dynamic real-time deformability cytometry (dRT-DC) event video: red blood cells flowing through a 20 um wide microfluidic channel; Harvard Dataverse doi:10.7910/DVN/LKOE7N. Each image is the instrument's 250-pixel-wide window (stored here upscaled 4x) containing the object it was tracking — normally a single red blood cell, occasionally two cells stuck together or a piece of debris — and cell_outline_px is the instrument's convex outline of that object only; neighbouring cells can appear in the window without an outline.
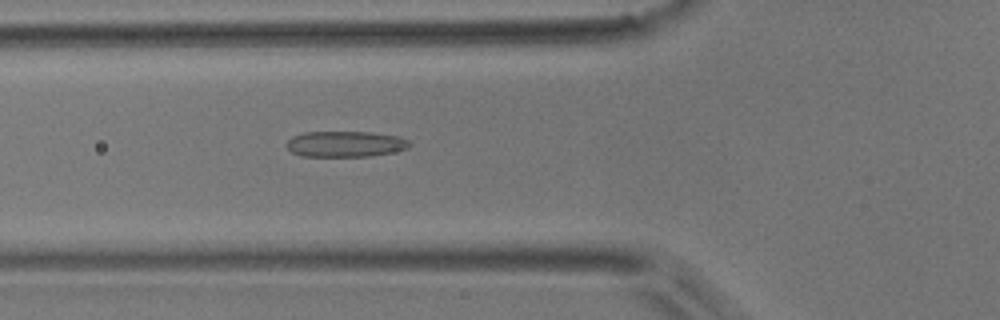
{"species": "common noctule bat (a hibernating species)", "species_latin": "Nyctalus noctula", "temperature_condition": "room temperature", "stored_images_in_passage": 39, "camera_frame_rate_fps": 3000, "um_per_image_px": 0.085, "animal": {"sex": "male", "body_mass_g": 17.9}, "frame": {"image": 1, "passage_image": 4, "time_ms": 1.0, "image_size_px": [1000, 320], "cell_outline_px": [[412, 144], [408, 148], [392, 152], [372, 156], [300, 156], [292, 152], [284, 144], [292, 136], [304, 132], [372, 132], [396, 136], [408, 140]], "centroid_in_image_um": [29.33, 12.24], "position_along_channel_um": 96.5, "area_um2": 18.55}}
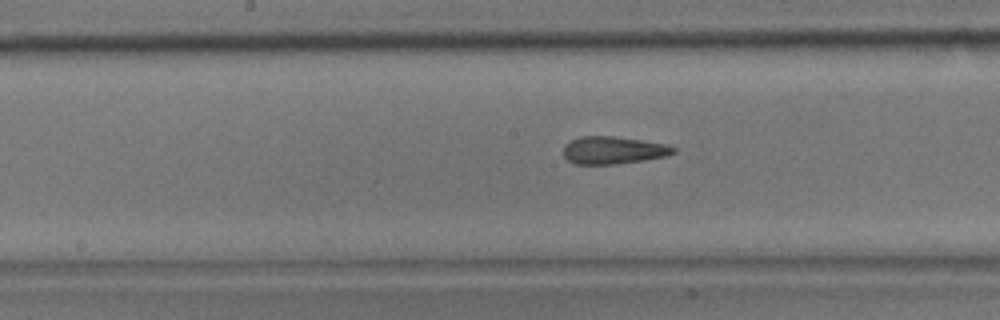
{"frame": {"image": 2, "passage_image": 12, "time_ms": 3.667, "image_size_px": [1000, 320], "cell_outline_px": [[676, 152], [668, 156], [644, 160], [616, 164], [576, 164], [568, 160], [564, 156], [564, 148], [572, 140], [580, 136], [612, 136], [668, 144], [676, 148]], "centroid_in_image_um": [52.18, 12.77], "position_along_channel_um": 196.0, "area_um2": 17.57}}
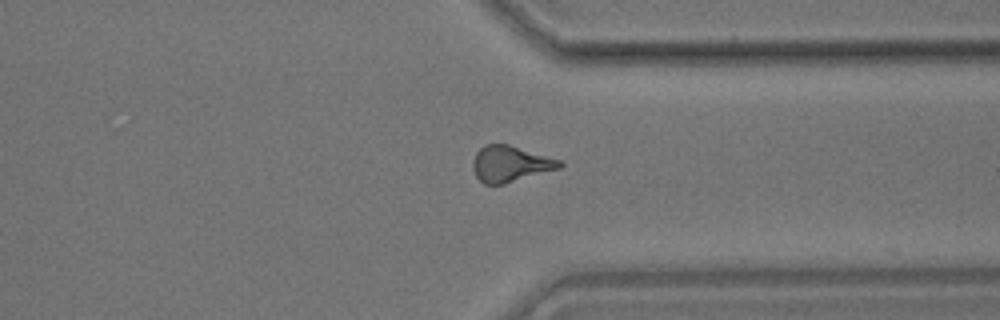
{"frame": {"image": 3, "passage_image": 26, "time_ms": 8.333, "image_size_px": [1000, 320], "cell_outline_px": [[564, 164], [560, 168], [504, 184], [484, 184], [476, 176], [472, 168], [472, 164], [476, 152], [480, 148], [488, 144], [508, 144], [560, 160]], "centroid_in_image_um": [43.36, 13.93], "position_along_channel_um": 368.0, "area_um2": 18.03}, "authors_computed_cell_mechanics": {"area_um2": 17.5134, "velocity_mm_per_s": 3.7051, "shape_relaxation_time_tau1_ms": 8.717, "shape_relaxation_time_tau2_ms": 1.7185, "deformation_change_tau1": 0.1874, "deformation_change_tau2": 0.1063}}